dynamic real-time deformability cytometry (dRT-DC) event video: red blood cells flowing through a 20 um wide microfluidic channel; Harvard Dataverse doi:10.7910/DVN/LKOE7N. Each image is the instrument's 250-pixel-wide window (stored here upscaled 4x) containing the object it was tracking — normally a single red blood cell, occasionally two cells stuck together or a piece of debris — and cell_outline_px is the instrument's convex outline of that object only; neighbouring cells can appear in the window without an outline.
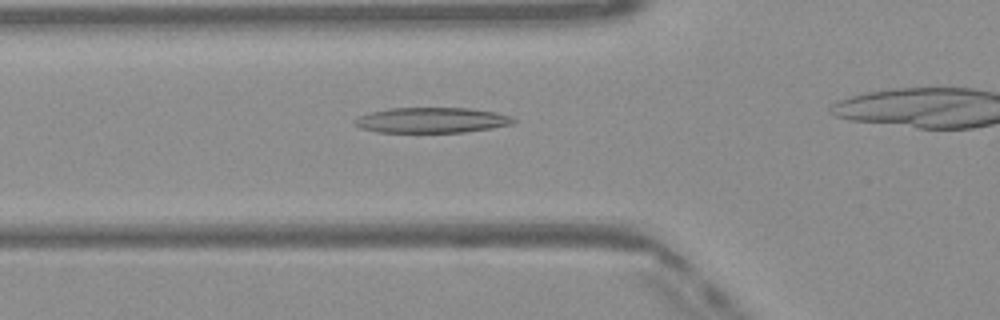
{"species": "Egyptian fruit bat (a non-hibernating species)", "species_latin": "Rousettus aegyptiacus", "temperature_condition": "warm", "stored_images_in_passage": 29, "camera_frame_rate_fps": 3000, "um_per_image_px": 0.085, "frame": {"image": 1, "passage_image": 6, "time_ms": 1.667, "image_size_px": [1000, 320], "cell_outline_px": [[516, 120], [512, 124], [492, 128], [464, 132], [376, 132], [360, 128], [356, 124], [356, 120], [360, 116], [372, 112], [388, 108], [468, 108], [496, 112], [508, 116]], "centroid_in_image_um": [36.71, 10.21], "position_along_channel_um": 89.1, "area_um2": 23.24}}
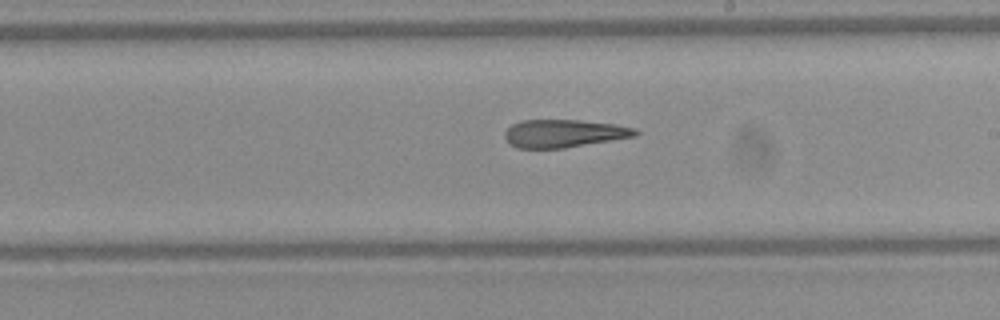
{"frame": {"image": 2, "passage_image": 17, "time_ms": 5.333, "image_size_px": [1000, 320], "cell_outline_px": [[640, 132], [636, 136], [564, 148], [516, 148], [508, 144], [504, 140], [504, 132], [512, 124], [520, 120], [580, 120], [612, 124], [636, 128]], "centroid_in_image_um": [47.88, 11.34], "position_along_channel_um": 241.1, "area_um2": 21.33}}
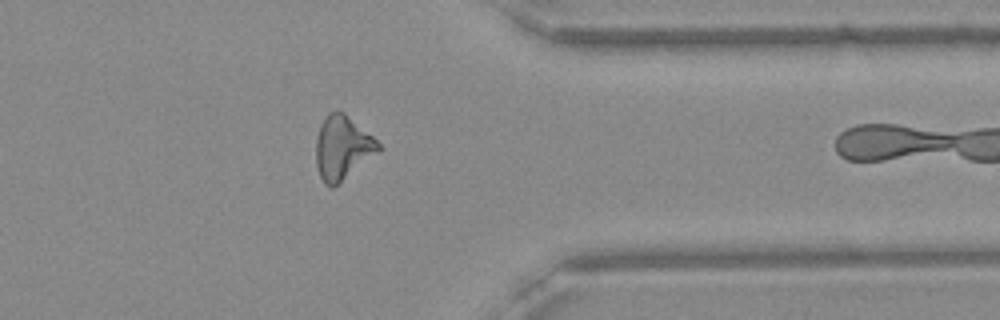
{"frame": {"image": 3, "passage_image": 28, "time_ms": 9.0, "image_size_px": [1000, 320], "cell_outline_px": [[384, 148], [380, 152], [332, 188], [324, 184], [320, 176], [316, 164], [316, 140], [320, 124], [328, 112], [336, 108], [344, 112], [372, 136]], "centroid_in_image_um": [29.11, 12.53], "position_along_channel_um": 382.3, "area_um2": 23.41}}